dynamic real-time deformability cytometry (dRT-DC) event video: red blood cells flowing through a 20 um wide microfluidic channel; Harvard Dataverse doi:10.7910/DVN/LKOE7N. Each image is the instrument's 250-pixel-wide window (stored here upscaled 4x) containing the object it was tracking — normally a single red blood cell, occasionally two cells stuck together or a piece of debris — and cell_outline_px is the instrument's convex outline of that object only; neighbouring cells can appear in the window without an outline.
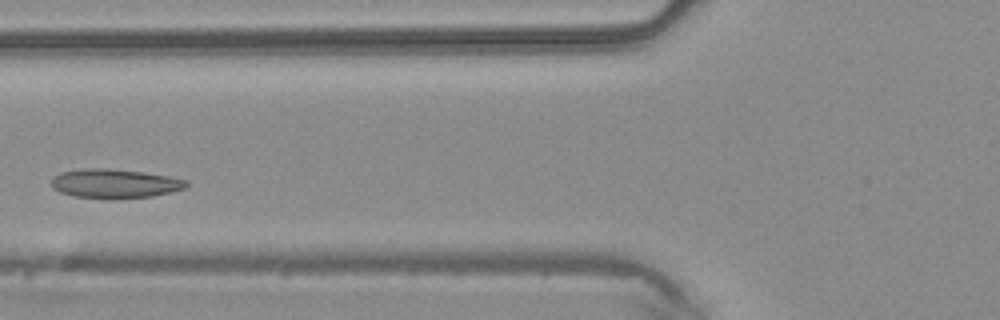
{"species": "common noctule bat (a hibernating species)", "species_latin": "Nyctalus noctula", "temperature_condition": "warm", "stored_images_in_passage": 4, "camera_frame_rate_fps": 3000, "um_per_image_px": 0.085, "animal": {"sex": "male", "body_mass_g": 20.4}, "frame": {"image": 1, "passage_image": 4, "time_ms": 1.0, "image_size_px": [1000, 320], "cell_outline_px": [[188, 184], [184, 188], [152, 196], [112, 200], [108, 200], [72, 196], [60, 192], [52, 188], [52, 176], [60, 172], [88, 168], [108, 168], [144, 172], [168, 176], [188, 180]], "centroid_in_image_um": [9.71, 15.61], "position_along_channel_um": 116.1, "area_um2": 23.24}}